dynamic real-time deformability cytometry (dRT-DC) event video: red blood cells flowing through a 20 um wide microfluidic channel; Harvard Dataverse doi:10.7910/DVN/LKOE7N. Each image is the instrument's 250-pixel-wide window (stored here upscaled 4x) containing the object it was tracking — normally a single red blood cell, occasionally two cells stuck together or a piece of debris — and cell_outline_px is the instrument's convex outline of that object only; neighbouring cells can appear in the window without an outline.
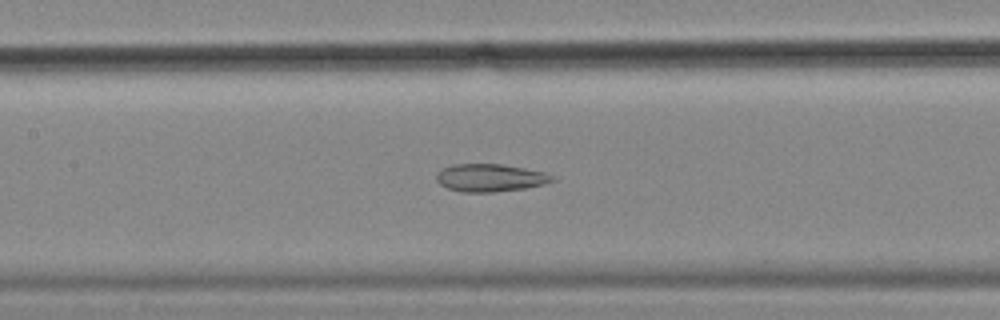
{"species": "common noctule bat (a hibernating species)", "species_latin": "Nyctalus noctula", "temperature_condition": "cold", "stored_images_in_passage": 25, "camera_frame_rate_fps": 3000, "um_per_image_px": 0.085, "animal": {"sex": "female", "body_mass_g": 18.4}, "frame": {"image": 1, "passage_image": 14, "time_ms": 4.333, "image_size_px": [1000, 320], "cell_outline_px": [[552, 180], [544, 184], [524, 188], [492, 192], [464, 192], [448, 188], [440, 184], [436, 180], [436, 176], [444, 168], [452, 164], [500, 164], [524, 168], [544, 172], [552, 176]], "centroid_in_image_um": [41.63, 15.11], "position_along_channel_um": 165.8, "area_um2": 18.32}}
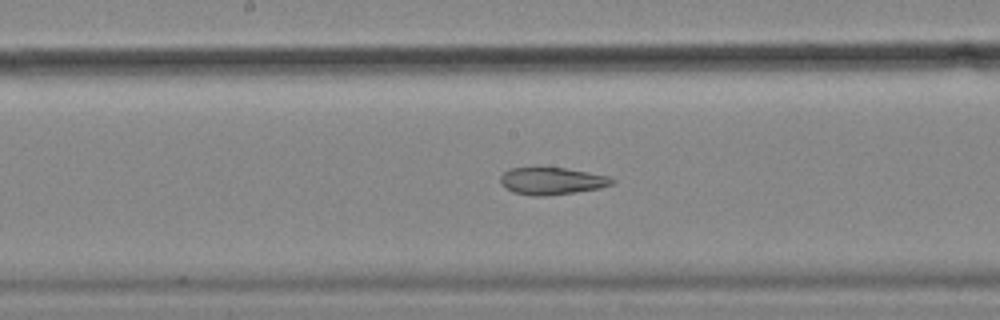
{"frame": {"image": 2, "passage_image": 17, "time_ms": 5.333, "image_size_px": [1000, 320], "cell_outline_px": [[616, 180], [612, 184], [600, 188], [544, 196], [532, 196], [512, 192], [504, 188], [500, 184], [500, 176], [504, 172], [512, 168], [536, 164], [564, 168], [588, 172], [608, 176]], "centroid_in_image_um": [46.82, 15.34], "position_along_channel_um": 201.4, "area_um2": 18.32}}